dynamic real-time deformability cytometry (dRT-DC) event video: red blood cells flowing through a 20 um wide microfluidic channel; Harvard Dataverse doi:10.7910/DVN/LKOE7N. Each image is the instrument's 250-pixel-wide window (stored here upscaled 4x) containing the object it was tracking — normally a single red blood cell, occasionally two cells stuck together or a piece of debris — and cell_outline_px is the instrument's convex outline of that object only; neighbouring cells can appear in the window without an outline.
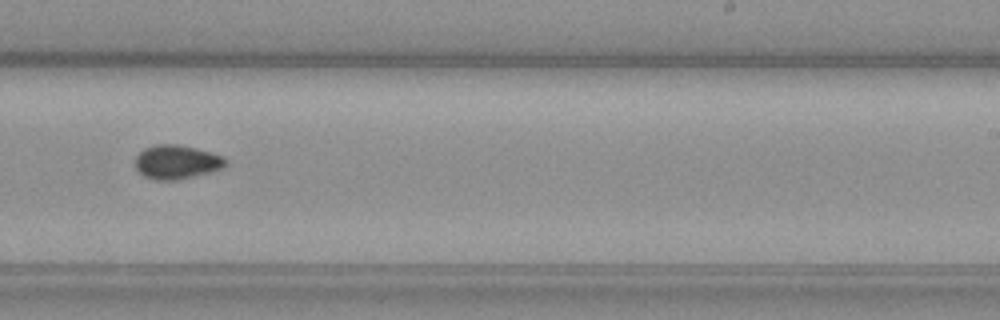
{"species": "common noctule bat (a hibernating species)", "species_latin": "Nyctalus noctula", "temperature_condition": "warm", "stored_images_in_passage": 12, "camera_frame_rate_fps": 3000, "um_per_image_px": 0.085, "animal": {"sex": "female", "body_mass_g": 19.3, "forearm_length_mm": 54.1}, "frame": {"image": 1, "passage_image": 9, "time_ms": 11.667, "image_size_px": [1000, 320], "cell_outline_px": [[228, 164], [212, 172], [180, 180], [156, 180], [144, 176], [136, 168], [136, 156], [144, 148], [156, 144], [176, 144], [196, 148], [212, 152], [224, 156]], "centroid_in_image_um": [15.04, 13.77], "position_along_channel_um": 274.0, "area_um2": 18.03}, "authors_computed_cell_mechanics": {"area_um2": 17.8024, "velocity_mm_per_s": 3.5109, "shape_relaxation_time_tau1_ms": 9.9422, "shape_relaxation_time_tau2_ms": null, "deformation_change_tau1": 0.0972, "deformation_change_tau2": null}}